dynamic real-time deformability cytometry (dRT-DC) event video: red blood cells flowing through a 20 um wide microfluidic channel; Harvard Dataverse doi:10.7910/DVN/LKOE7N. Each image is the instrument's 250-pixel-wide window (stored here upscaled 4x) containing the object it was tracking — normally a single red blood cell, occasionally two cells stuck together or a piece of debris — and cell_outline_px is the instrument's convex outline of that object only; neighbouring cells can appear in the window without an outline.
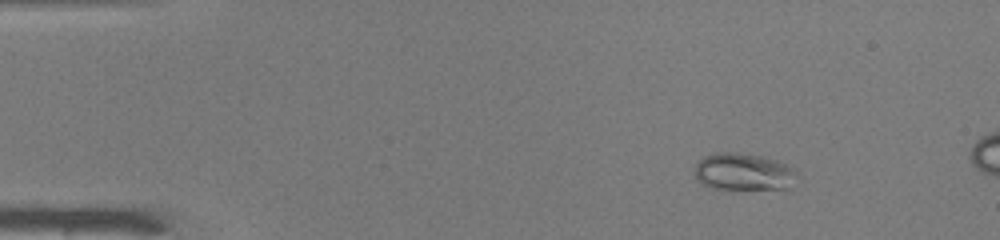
{"species": "common noctule bat (a hibernating species)", "species_latin": "Nyctalus noctula", "temperature_condition": "warm", "stored_images_in_passage": 10, "camera_frame_rate_fps": 3000, "um_per_image_px": 0.085, "animal": {"sex": "male", "body_mass_g": 19.0, "forearm_length_mm": 50.8}, "frame": {"image": 1, "passage_image": 1, "time_ms": 0.0, "image_size_px": [1000, 240], "cell_outline_px": [[796, 172], [788, 188], [736, 192], [732, 192], [712, 188], [696, 180], [696, 164], [704, 156], [716, 152], [740, 152], [760, 156], [776, 160], [792, 168]], "centroid_in_image_um": [63.14, 14.66], "position_along_channel_um": 21.9, "area_um2": 22.72}}